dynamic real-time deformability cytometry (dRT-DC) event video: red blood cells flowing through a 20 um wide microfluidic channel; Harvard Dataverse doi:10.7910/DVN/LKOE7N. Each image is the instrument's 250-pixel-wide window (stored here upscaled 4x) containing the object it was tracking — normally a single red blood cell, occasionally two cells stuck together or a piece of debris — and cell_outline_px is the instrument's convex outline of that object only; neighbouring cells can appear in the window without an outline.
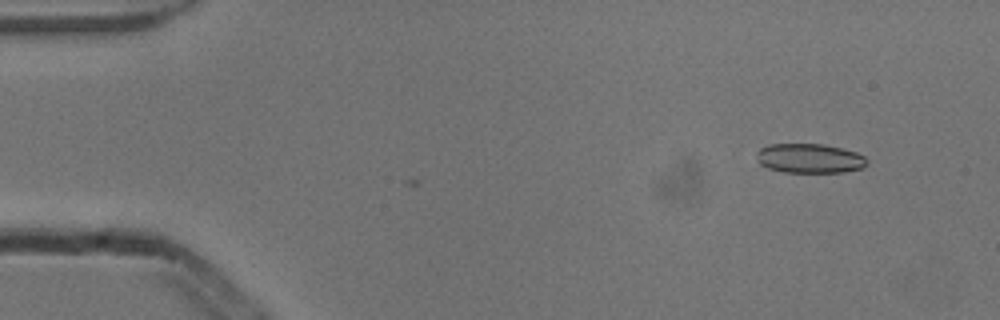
{"species": "common noctule bat (a hibernating species)", "species_latin": "Nyctalus noctula", "temperature_condition": "cold", "stored_images_in_passage": 2, "camera_frame_rate_fps": 3000, "um_per_image_px": 0.085, "animal": {"sex": "male", "body_mass_g": 13.3}, "frame": {"image": 1, "passage_image": 2, "time_ms": 0.333, "image_size_px": [1000, 320], "cell_outline_px": [[868, 164], [864, 168], [844, 172], [784, 172], [768, 168], [760, 164], [756, 160], [756, 152], [760, 148], [768, 144], [824, 144], [856, 152], [864, 156], [868, 160]], "centroid_in_image_um": [68.81, 13.46], "position_along_channel_um": 16.2, "area_um2": 19.13}}